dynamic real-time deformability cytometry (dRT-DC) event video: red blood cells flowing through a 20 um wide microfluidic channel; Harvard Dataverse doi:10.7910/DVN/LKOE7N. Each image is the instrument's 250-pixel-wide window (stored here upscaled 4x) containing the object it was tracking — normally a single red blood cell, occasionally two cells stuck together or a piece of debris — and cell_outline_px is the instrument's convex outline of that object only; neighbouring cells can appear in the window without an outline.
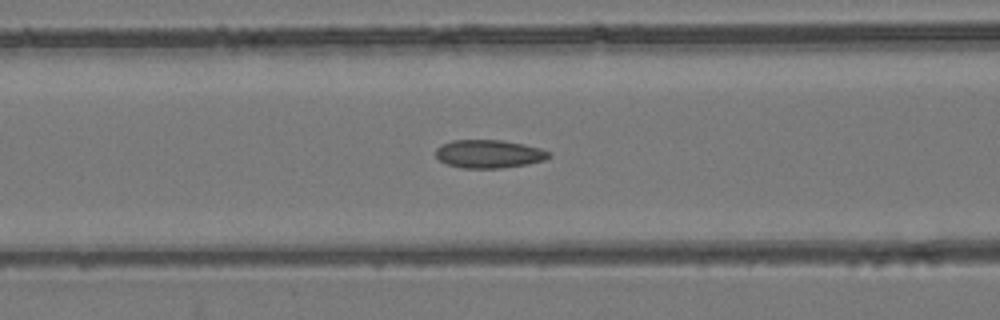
{"species": "common noctule bat (a hibernating species)", "species_latin": "Nyctalus noctula", "temperature_condition": "room temperature", "stored_images_in_passage": 53, "camera_frame_rate_fps": 3000, "um_per_image_px": 0.085, "animal": {"sex": "female", "body_mass_g": 24.6, "forearm_length_mm": 56.2}, "frame": {"image": 1, "passage_image": 22, "time_ms": 7.0, "image_size_px": [1000, 320], "cell_outline_px": [[552, 156], [544, 160], [528, 164], [500, 168], [460, 168], [448, 164], [440, 160], [436, 156], [436, 148], [440, 144], [452, 140], [504, 140], [524, 144], [540, 148], [552, 152]], "centroid_in_image_um": [41.58, 13.07], "position_along_channel_um": 125.0, "area_um2": 18.79}}
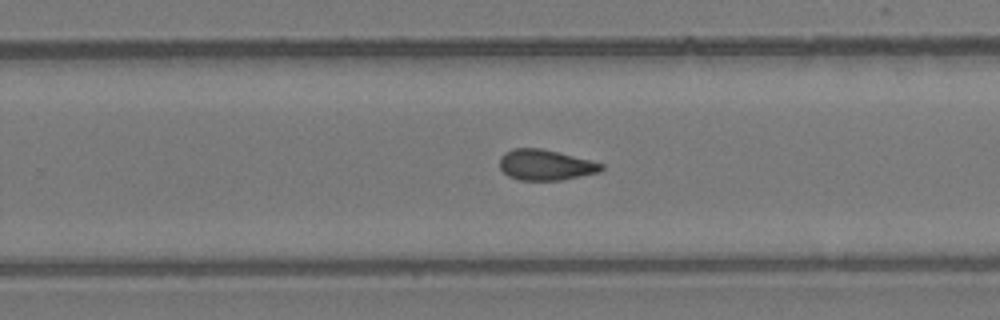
{"frame": {"image": 2, "passage_image": 34, "time_ms": 11.0, "image_size_px": [1000, 320], "cell_outline_px": [[604, 168], [600, 172], [560, 180], [520, 180], [508, 176], [500, 168], [500, 156], [504, 152], [512, 148], [540, 148], [604, 164]], "centroid_in_image_um": [46.33, 14.02], "position_along_channel_um": 283.5, "area_um2": 17.98}}
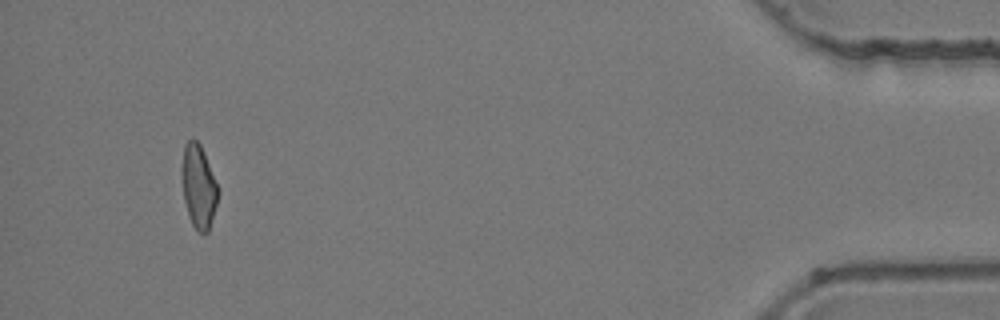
{"frame": {"image": 3, "passage_image": 50, "time_ms": 16.333, "image_size_px": [1000, 320], "cell_outline_px": [[220, 192], [208, 232], [196, 232], [188, 216], [184, 200], [184, 144], [192, 136], [200, 144], [204, 152], [220, 188]], "centroid_in_image_um": [16.93, 15.87], "position_along_channel_um": 418.3, "area_um2": 17.34}, "authors_computed_cell_mechanics": {"area_um2": 18.496, "velocity_mm_per_s": 3.9577, "shape_relaxation_time_tau1_ms": null, "shape_relaxation_time_tau2_ms": 2.6189, "deformation_change_tau1": null, "deformation_change_tau2": 0.0954}}